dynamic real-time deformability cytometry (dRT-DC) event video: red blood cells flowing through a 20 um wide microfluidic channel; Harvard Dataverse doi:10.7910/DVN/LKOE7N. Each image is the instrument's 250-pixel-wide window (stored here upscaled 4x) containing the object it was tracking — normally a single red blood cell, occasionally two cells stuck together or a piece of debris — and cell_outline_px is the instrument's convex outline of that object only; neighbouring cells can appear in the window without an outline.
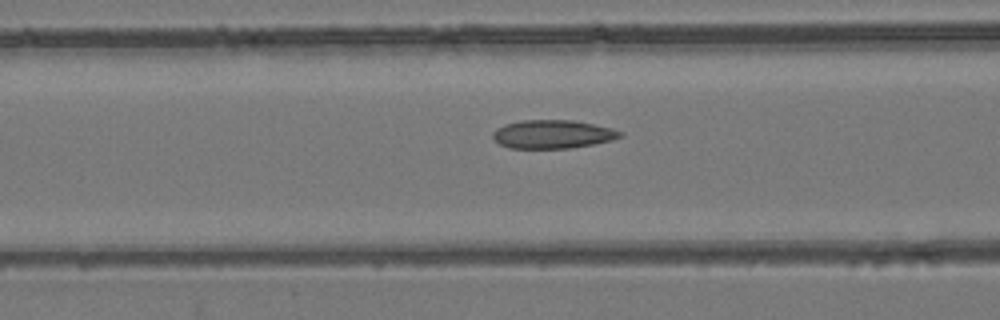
{"species": "common noctule bat (a hibernating species)", "species_latin": "Nyctalus noctula", "temperature_condition": "room temperature", "stored_images_in_passage": 55, "camera_frame_rate_fps": 3000, "um_per_image_px": 0.085, "animal": {"sex": "female", "body_mass_g": 24.6, "forearm_length_mm": 56.2}, "frame": {"image": 1, "passage_image": 22, "time_ms": 7.0, "image_size_px": [1000, 320], "cell_outline_px": [[624, 136], [612, 140], [592, 144], [568, 148], [508, 148], [500, 144], [492, 136], [492, 132], [496, 128], [504, 124], [524, 120], [572, 120], [612, 128], [624, 132]], "centroid_in_image_um": [46.98, 11.4], "position_along_channel_um": 119.6, "area_um2": 21.1}}
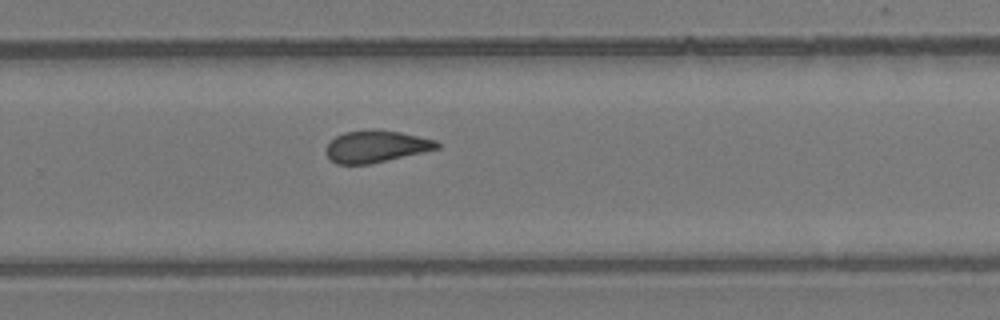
{"frame": {"image": 2, "passage_image": 36, "time_ms": 11.667, "image_size_px": [1000, 320], "cell_outline_px": [[440, 148], [368, 164], [336, 164], [324, 152], [324, 148], [336, 136], [344, 132], [400, 132], [436, 140], [440, 144]], "centroid_in_image_um": [31.95, 12.48], "position_along_channel_um": 297.9, "area_um2": 19.83}}
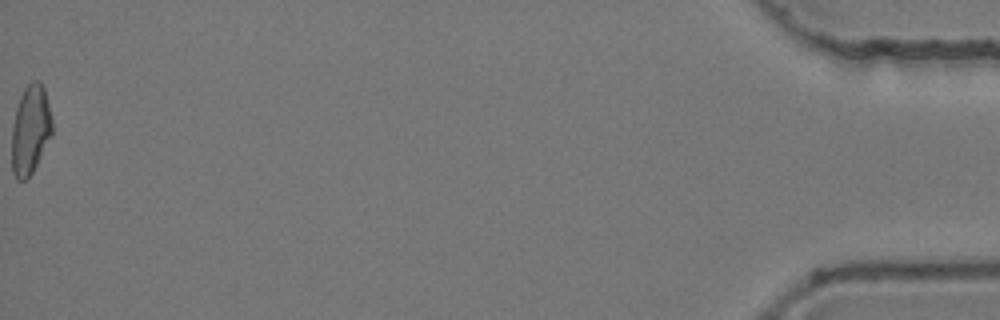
{"frame": {"image": 3, "passage_image": 55, "time_ms": 18.0, "image_size_px": [1000, 320], "cell_outline_px": [[52, 136], [32, 172], [24, 180], [16, 180], [12, 172], [12, 124], [16, 108], [20, 96], [24, 88], [28, 84], [36, 80], [40, 80], [44, 88], [52, 116]], "centroid_in_image_um": [2.59, 11.02], "position_along_channel_um": 432.6, "area_um2": 21.1}, "authors_computed_cell_mechanics": {"area_um2": 21.1548, "velocity_mm_per_s": 3.8255, "shape_relaxation_time_tau1_ms": null, "shape_relaxation_time_tau2_ms": 2.7589, "deformation_change_tau1": null, "deformation_change_tau2": 0.089}}